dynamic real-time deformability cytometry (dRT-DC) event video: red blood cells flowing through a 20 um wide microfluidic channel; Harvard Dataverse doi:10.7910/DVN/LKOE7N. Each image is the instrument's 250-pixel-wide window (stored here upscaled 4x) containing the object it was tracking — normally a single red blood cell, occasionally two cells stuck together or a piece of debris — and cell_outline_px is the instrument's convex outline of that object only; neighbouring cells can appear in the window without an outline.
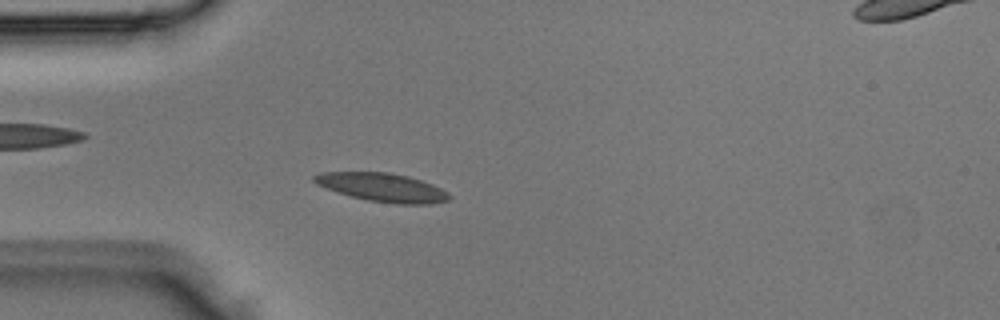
{"species": "Egyptian fruit bat (a non-hibernating species)", "species_latin": "Rousettus aegyptiacus", "temperature_condition": "room temperature", "stored_images_in_passage": 3, "camera_frame_rate_fps": 3000, "um_per_image_px": 0.085, "animal": {"sex": "male"}, "frame": {"image": 1, "passage_image": 3, "time_ms": 0.667, "image_size_px": [1000, 320], "cell_outline_px": [[452, 196], [448, 200], [432, 204], [396, 204], [368, 200], [352, 196], [316, 184], [312, 180], [312, 176], [320, 172], [388, 172], [408, 176], [432, 184], [448, 192]], "centroid_in_image_um": [32.52, 15.92], "position_along_channel_um": 52.5, "area_um2": 22.31}}